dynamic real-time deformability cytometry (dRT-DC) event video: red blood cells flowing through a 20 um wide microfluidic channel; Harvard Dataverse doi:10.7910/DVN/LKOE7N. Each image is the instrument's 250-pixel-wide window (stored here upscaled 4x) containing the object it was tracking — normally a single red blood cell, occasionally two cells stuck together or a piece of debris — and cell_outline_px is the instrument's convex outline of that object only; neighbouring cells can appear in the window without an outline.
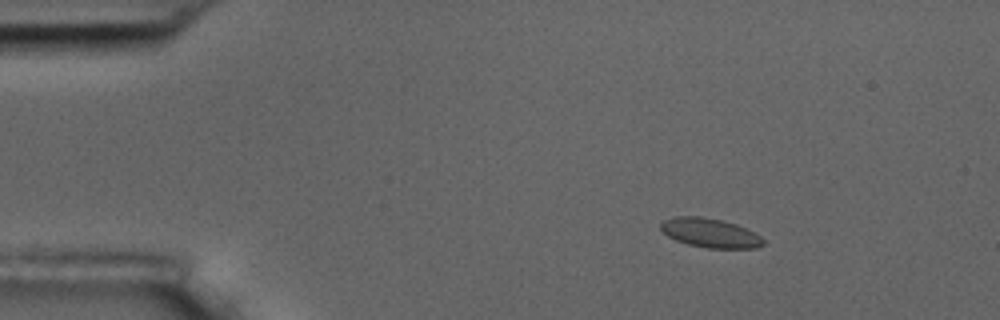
{"species": "common noctule bat (a hibernating species)", "species_latin": "Nyctalus noctula", "temperature_condition": "room temperature", "stored_images_in_passage": 57, "camera_frame_rate_fps": 3000, "um_per_image_px": 0.085, "animal": {"sex": "male", "body_mass_g": 17.5, "forearm_length_mm": 52.3}, "frame": {"image": 1, "passage_image": 9, "time_ms": 2.667, "image_size_px": [1000, 320], "cell_outline_px": [[764, 244], [756, 248], [708, 248], [688, 244], [676, 240], [668, 236], [660, 228], [660, 224], [664, 220], [672, 216], [700, 216], [720, 220], [736, 224], [760, 236], [764, 240]], "centroid_in_image_um": [60.33, 19.79], "position_along_channel_um": 24.7, "area_um2": 17.28}}
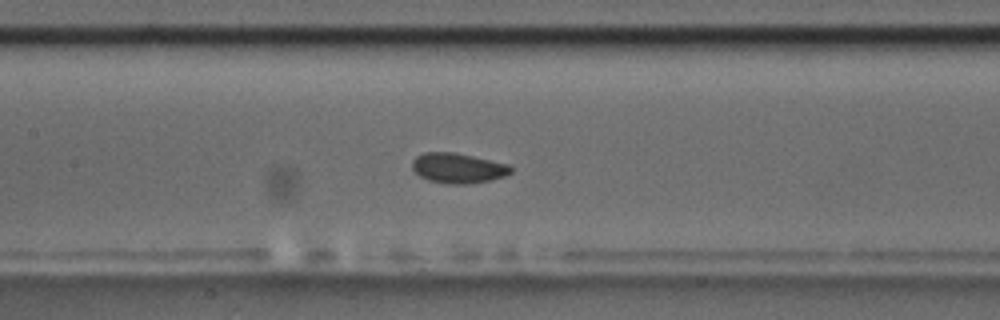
{"frame": {"image": 2, "passage_image": 27, "time_ms": 8.667, "image_size_px": [1000, 320], "cell_outline_px": [[512, 172], [504, 176], [492, 180], [464, 184], [448, 184], [428, 180], [420, 176], [412, 168], [412, 160], [416, 156], [424, 152], [452, 152], [472, 156], [508, 164], [512, 168]], "centroid_in_image_um": [38.91, 14.29], "position_along_channel_um": 168.5, "area_um2": 17.22}}
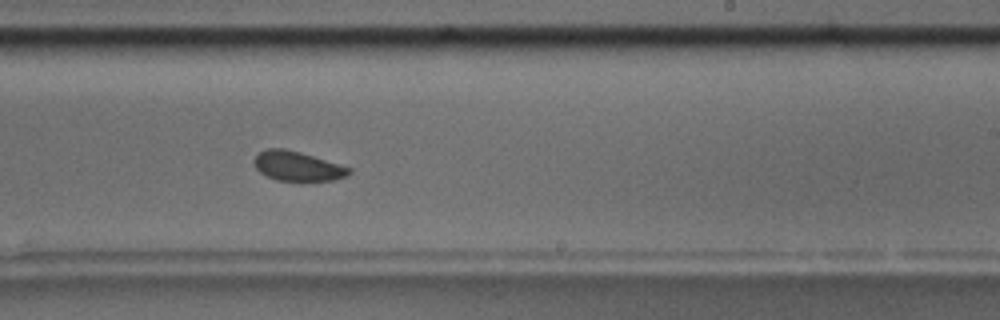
{"frame": {"image": 3, "passage_image": 35, "time_ms": 11.333, "image_size_px": [1000, 320], "cell_outline_px": [[352, 172], [348, 176], [336, 180], [276, 180], [260, 172], [256, 168], [252, 160], [256, 152], [268, 148], [284, 148], [300, 152], [352, 168]], "centroid_in_image_um": [25.27, 14.11], "position_along_channel_um": 263.7, "area_um2": 16.42}, "authors_computed_cell_mechanics": {"area_um2": 17.1666, "velocity_mm_per_s": 3.5877, "shape_relaxation_time_tau1_ms": 3.8909, "shape_relaxation_time_tau2_ms": 1.4624, "deformation_change_tau1": 0.0634, "deformation_change_tau2": 0.0628}}